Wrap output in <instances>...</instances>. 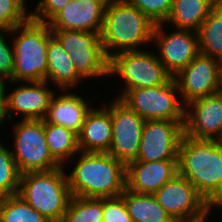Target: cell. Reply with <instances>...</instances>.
<instances>
[{
	"instance_id": "7c38bea8",
	"label": "cell",
	"mask_w": 222,
	"mask_h": 222,
	"mask_svg": "<svg viewBox=\"0 0 222 222\" xmlns=\"http://www.w3.org/2000/svg\"><path fill=\"white\" fill-rule=\"evenodd\" d=\"M173 78L184 105L222 90L219 59L201 53Z\"/></svg>"
},
{
	"instance_id": "836d02e7",
	"label": "cell",
	"mask_w": 222,
	"mask_h": 222,
	"mask_svg": "<svg viewBox=\"0 0 222 222\" xmlns=\"http://www.w3.org/2000/svg\"><path fill=\"white\" fill-rule=\"evenodd\" d=\"M5 81L0 80V126L5 119H9L12 117V113H8V105H7V85L4 83ZM6 92V93H5Z\"/></svg>"
},
{
	"instance_id": "5b68a950",
	"label": "cell",
	"mask_w": 222,
	"mask_h": 222,
	"mask_svg": "<svg viewBox=\"0 0 222 222\" xmlns=\"http://www.w3.org/2000/svg\"><path fill=\"white\" fill-rule=\"evenodd\" d=\"M10 32L15 35L14 70L10 83L40 82L46 80L49 38L53 35L47 23L29 19L15 26Z\"/></svg>"
},
{
	"instance_id": "9a60e30c",
	"label": "cell",
	"mask_w": 222,
	"mask_h": 222,
	"mask_svg": "<svg viewBox=\"0 0 222 222\" xmlns=\"http://www.w3.org/2000/svg\"><path fill=\"white\" fill-rule=\"evenodd\" d=\"M184 134L193 139L222 141V90L185 105Z\"/></svg>"
},
{
	"instance_id": "f1b7e54d",
	"label": "cell",
	"mask_w": 222,
	"mask_h": 222,
	"mask_svg": "<svg viewBox=\"0 0 222 222\" xmlns=\"http://www.w3.org/2000/svg\"><path fill=\"white\" fill-rule=\"evenodd\" d=\"M26 7L25 0H0V32L10 34L15 26L27 22L31 14Z\"/></svg>"
},
{
	"instance_id": "4fadbf2b",
	"label": "cell",
	"mask_w": 222,
	"mask_h": 222,
	"mask_svg": "<svg viewBox=\"0 0 222 222\" xmlns=\"http://www.w3.org/2000/svg\"><path fill=\"white\" fill-rule=\"evenodd\" d=\"M184 123L185 121H145L139 151L134 161L178 160Z\"/></svg>"
},
{
	"instance_id": "52a82bcc",
	"label": "cell",
	"mask_w": 222,
	"mask_h": 222,
	"mask_svg": "<svg viewBox=\"0 0 222 222\" xmlns=\"http://www.w3.org/2000/svg\"><path fill=\"white\" fill-rule=\"evenodd\" d=\"M13 129L15 152L11 153L21 174L61 167L49 152L44 119H22Z\"/></svg>"
},
{
	"instance_id": "4316f807",
	"label": "cell",
	"mask_w": 222,
	"mask_h": 222,
	"mask_svg": "<svg viewBox=\"0 0 222 222\" xmlns=\"http://www.w3.org/2000/svg\"><path fill=\"white\" fill-rule=\"evenodd\" d=\"M0 222H49L18 194L0 197Z\"/></svg>"
},
{
	"instance_id": "484cf974",
	"label": "cell",
	"mask_w": 222,
	"mask_h": 222,
	"mask_svg": "<svg viewBox=\"0 0 222 222\" xmlns=\"http://www.w3.org/2000/svg\"><path fill=\"white\" fill-rule=\"evenodd\" d=\"M62 222H103V198L72 196Z\"/></svg>"
},
{
	"instance_id": "7402d4cb",
	"label": "cell",
	"mask_w": 222,
	"mask_h": 222,
	"mask_svg": "<svg viewBox=\"0 0 222 222\" xmlns=\"http://www.w3.org/2000/svg\"><path fill=\"white\" fill-rule=\"evenodd\" d=\"M217 1L173 0L170 14L165 23L173 24L176 29L197 32Z\"/></svg>"
},
{
	"instance_id": "30bf717a",
	"label": "cell",
	"mask_w": 222,
	"mask_h": 222,
	"mask_svg": "<svg viewBox=\"0 0 222 222\" xmlns=\"http://www.w3.org/2000/svg\"><path fill=\"white\" fill-rule=\"evenodd\" d=\"M153 195L175 222L198 220L207 217L212 210L196 188L179 174Z\"/></svg>"
},
{
	"instance_id": "ffe728a7",
	"label": "cell",
	"mask_w": 222,
	"mask_h": 222,
	"mask_svg": "<svg viewBox=\"0 0 222 222\" xmlns=\"http://www.w3.org/2000/svg\"><path fill=\"white\" fill-rule=\"evenodd\" d=\"M83 97L71 92L52 97L47 115L44 120L56 125H61L79 133L85 116L90 110Z\"/></svg>"
},
{
	"instance_id": "2e32d148",
	"label": "cell",
	"mask_w": 222,
	"mask_h": 222,
	"mask_svg": "<svg viewBox=\"0 0 222 222\" xmlns=\"http://www.w3.org/2000/svg\"><path fill=\"white\" fill-rule=\"evenodd\" d=\"M108 0H71L48 22L51 30L101 33Z\"/></svg>"
},
{
	"instance_id": "5bb4252c",
	"label": "cell",
	"mask_w": 222,
	"mask_h": 222,
	"mask_svg": "<svg viewBox=\"0 0 222 222\" xmlns=\"http://www.w3.org/2000/svg\"><path fill=\"white\" fill-rule=\"evenodd\" d=\"M164 25L165 23L155 25L152 41H155L159 48L157 58L174 77L199 54L198 33L193 30L177 29L166 34Z\"/></svg>"
},
{
	"instance_id": "6da1fadb",
	"label": "cell",
	"mask_w": 222,
	"mask_h": 222,
	"mask_svg": "<svg viewBox=\"0 0 222 222\" xmlns=\"http://www.w3.org/2000/svg\"><path fill=\"white\" fill-rule=\"evenodd\" d=\"M178 174L212 207L222 197V141L193 139L183 134L178 149Z\"/></svg>"
},
{
	"instance_id": "9c48e42d",
	"label": "cell",
	"mask_w": 222,
	"mask_h": 222,
	"mask_svg": "<svg viewBox=\"0 0 222 222\" xmlns=\"http://www.w3.org/2000/svg\"><path fill=\"white\" fill-rule=\"evenodd\" d=\"M52 33L82 79L108 76L109 58L105 54L100 33L78 30H52Z\"/></svg>"
},
{
	"instance_id": "8d00e7d4",
	"label": "cell",
	"mask_w": 222,
	"mask_h": 222,
	"mask_svg": "<svg viewBox=\"0 0 222 222\" xmlns=\"http://www.w3.org/2000/svg\"><path fill=\"white\" fill-rule=\"evenodd\" d=\"M219 66H220V74L222 76V56L221 58L219 59Z\"/></svg>"
},
{
	"instance_id": "ac0fdd59",
	"label": "cell",
	"mask_w": 222,
	"mask_h": 222,
	"mask_svg": "<svg viewBox=\"0 0 222 222\" xmlns=\"http://www.w3.org/2000/svg\"><path fill=\"white\" fill-rule=\"evenodd\" d=\"M28 84L18 85L13 92L7 94L8 113H21L23 120L44 119L55 92L47 87L48 82L45 80Z\"/></svg>"
},
{
	"instance_id": "cb8c5ba5",
	"label": "cell",
	"mask_w": 222,
	"mask_h": 222,
	"mask_svg": "<svg viewBox=\"0 0 222 222\" xmlns=\"http://www.w3.org/2000/svg\"><path fill=\"white\" fill-rule=\"evenodd\" d=\"M199 53L220 59L222 56V1L218 0L199 27Z\"/></svg>"
},
{
	"instance_id": "d6986e66",
	"label": "cell",
	"mask_w": 222,
	"mask_h": 222,
	"mask_svg": "<svg viewBox=\"0 0 222 222\" xmlns=\"http://www.w3.org/2000/svg\"><path fill=\"white\" fill-rule=\"evenodd\" d=\"M103 108V109H102ZM88 111L78 133V146L82 152H108L112 142L110 106Z\"/></svg>"
},
{
	"instance_id": "3957f363",
	"label": "cell",
	"mask_w": 222,
	"mask_h": 222,
	"mask_svg": "<svg viewBox=\"0 0 222 222\" xmlns=\"http://www.w3.org/2000/svg\"><path fill=\"white\" fill-rule=\"evenodd\" d=\"M154 28L155 24L127 0H108L100 33L106 56L141 50L139 45L152 42Z\"/></svg>"
},
{
	"instance_id": "603a6c76",
	"label": "cell",
	"mask_w": 222,
	"mask_h": 222,
	"mask_svg": "<svg viewBox=\"0 0 222 222\" xmlns=\"http://www.w3.org/2000/svg\"><path fill=\"white\" fill-rule=\"evenodd\" d=\"M120 196L134 222H175L154 195L136 193L126 188Z\"/></svg>"
},
{
	"instance_id": "7a4b0ae2",
	"label": "cell",
	"mask_w": 222,
	"mask_h": 222,
	"mask_svg": "<svg viewBox=\"0 0 222 222\" xmlns=\"http://www.w3.org/2000/svg\"><path fill=\"white\" fill-rule=\"evenodd\" d=\"M79 160L67 176L72 196L119 197L126 189V165L108 152L79 151Z\"/></svg>"
},
{
	"instance_id": "e575fe53",
	"label": "cell",
	"mask_w": 222,
	"mask_h": 222,
	"mask_svg": "<svg viewBox=\"0 0 222 222\" xmlns=\"http://www.w3.org/2000/svg\"><path fill=\"white\" fill-rule=\"evenodd\" d=\"M215 207H222V197L212 206V208H215Z\"/></svg>"
},
{
	"instance_id": "d4e9b609",
	"label": "cell",
	"mask_w": 222,
	"mask_h": 222,
	"mask_svg": "<svg viewBox=\"0 0 222 222\" xmlns=\"http://www.w3.org/2000/svg\"><path fill=\"white\" fill-rule=\"evenodd\" d=\"M45 136L50 154L61 166L78 155V133L74 130L45 121Z\"/></svg>"
},
{
	"instance_id": "8fae6325",
	"label": "cell",
	"mask_w": 222,
	"mask_h": 222,
	"mask_svg": "<svg viewBox=\"0 0 222 222\" xmlns=\"http://www.w3.org/2000/svg\"><path fill=\"white\" fill-rule=\"evenodd\" d=\"M109 105L112 142L108 153L127 165L137 158L145 120L118 97Z\"/></svg>"
},
{
	"instance_id": "44dd1931",
	"label": "cell",
	"mask_w": 222,
	"mask_h": 222,
	"mask_svg": "<svg viewBox=\"0 0 222 222\" xmlns=\"http://www.w3.org/2000/svg\"><path fill=\"white\" fill-rule=\"evenodd\" d=\"M47 77L45 81L53 82L60 90L66 92L70 87L76 86L81 77L75 71V67L67 52L63 49L59 40L52 35L49 38Z\"/></svg>"
},
{
	"instance_id": "ba28073f",
	"label": "cell",
	"mask_w": 222,
	"mask_h": 222,
	"mask_svg": "<svg viewBox=\"0 0 222 222\" xmlns=\"http://www.w3.org/2000/svg\"><path fill=\"white\" fill-rule=\"evenodd\" d=\"M114 74L119 75L125 83L121 93L129 89L166 84L173 78L156 54L145 50L123 51L112 55L109 58L108 75Z\"/></svg>"
},
{
	"instance_id": "277c9868",
	"label": "cell",
	"mask_w": 222,
	"mask_h": 222,
	"mask_svg": "<svg viewBox=\"0 0 222 222\" xmlns=\"http://www.w3.org/2000/svg\"><path fill=\"white\" fill-rule=\"evenodd\" d=\"M63 166L21 174L18 195L49 222H62L72 197Z\"/></svg>"
},
{
	"instance_id": "d6a6232c",
	"label": "cell",
	"mask_w": 222,
	"mask_h": 222,
	"mask_svg": "<svg viewBox=\"0 0 222 222\" xmlns=\"http://www.w3.org/2000/svg\"><path fill=\"white\" fill-rule=\"evenodd\" d=\"M5 32H0V80L12 81L14 70V48L9 47L5 39Z\"/></svg>"
},
{
	"instance_id": "f546056e",
	"label": "cell",
	"mask_w": 222,
	"mask_h": 222,
	"mask_svg": "<svg viewBox=\"0 0 222 222\" xmlns=\"http://www.w3.org/2000/svg\"><path fill=\"white\" fill-rule=\"evenodd\" d=\"M146 15L155 25L164 23L171 11L173 0H127Z\"/></svg>"
},
{
	"instance_id": "1f68e13d",
	"label": "cell",
	"mask_w": 222,
	"mask_h": 222,
	"mask_svg": "<svg viewBox=\"0 0 222 222\" xmlns=\"http://www.w3.org/2000/svg\"><path fill=\"white\" fill-rule=\"evenodd\" d=\"M71 0H40L35 12H31V19L47 23L56 13L63 9Z\"/></svg>"
},
{
	"instance_id": "d590c367",
	"label": "cell",
	"mask_w": 222,
	"mask_h": 222,
	"mask_svg": "<svg viewBox=\"0 0 222 222\" xmlns=\"http://www.w3.org/2000/svg\"><path fill=\"white\" fill-rule=\"evenodd\" d=\"M206 218L207 217H203V218H200L198 220H194V221H184V222H206Z\"/></svg>"
},
{
	"instance_id": "83f0119b",
	"label": "cell",
	"mask_w": 222,
	"mask_h": 222,
	"mask_svg": "<svg viewBox=\"0 0 222 222\" xmlns=\"http://www.w3.org/2000/svg\"><path fill=\"white\" fill-rule=\"evenodd\" d=\"M6 148L0 143V197L16 195L21 177L11 151Z\"/></svg>"
},
{
	"instance_id": "4dcf8cb0",
	"label": "cell",
	"mask_w": 222,
	"mask_h": 222,
	"mask_svg": "<svg viewBox=\"0 0 222 222\" xmlns=\"http://www.w3.org/2000/svg\"><path fill=\"white\" fill-rule=\"evenodd\" d=\"M103 222H134L121 196L103 198Z\"/></svg>"
},
{
	"instance_id": "8992f818",
	"label": "cell",
	"mask_w": 222,
	"mask_h": 222,
	"mask_svg": "<svg viewBox=\"0 0 222 222\" xmlns=\"http://www.w3.org/2000/svg\"><path fill=\"white\" fill-rule=\"evenodd\" d=\"M178 94L177 84L172 78L166 84L129 89L117 97L145 121H185V105L178 100Z\"/></svg>"
},
{
	"instance_id": "e0dca14e",
	"label": "cell",
	"mask_w": 222,
	"mask_h": 222,
	"mask_svg": "<svg viewBox=\"0 0 222 222\" xmlns=\"http://www.w3.org/2000/svg\"><path fill=\"white\" fill-rule=\"evenodd\" d=\"M178 174V160L131 161L126 165V188L153 195Z\"/></svg>"
}]
</instances>
